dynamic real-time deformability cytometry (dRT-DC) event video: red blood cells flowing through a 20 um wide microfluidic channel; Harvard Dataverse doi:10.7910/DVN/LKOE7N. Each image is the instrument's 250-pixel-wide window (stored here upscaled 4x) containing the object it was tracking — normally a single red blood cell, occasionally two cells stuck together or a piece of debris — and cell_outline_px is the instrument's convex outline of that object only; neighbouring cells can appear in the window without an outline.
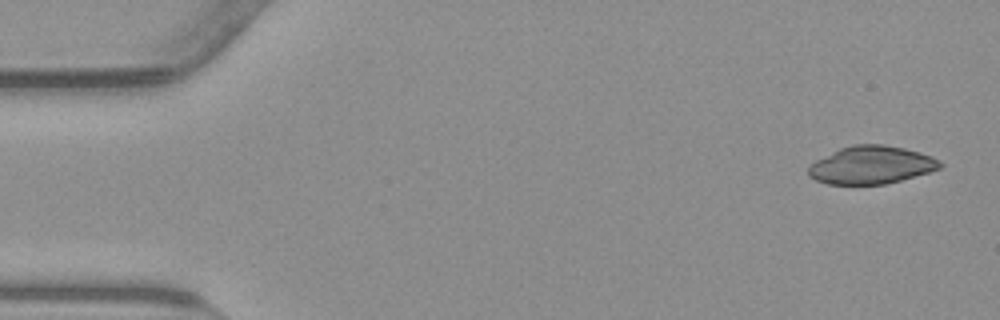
{"species": "common noctule bat (a hibernating species)", "species_latin": "Nyctalus noctula", "temperature_condition": "warm", "stored_images_in_passage": 52, "camera_frame_rate_fps": 3000, "um_per_image_px": 0.085, "animal": {"sex": "male", "body_mass_g": 23.1, "forearm_length_mm": 52.7}, "frame": {"image": 1, "passage_image": 1, "time_ms": 0.0, "image_size_px": [1000, 320], "cell_outline_px": [[944, 164], [940, 168], [928, 172], [900, 180], [884, 184], [828, 184], [816, 180], [808, 176], [808, 168], [816, 160], [840, 148], [852, 144], [884, 144], [904, 148], [920, 152], [932, 156], [940, 160]], "centroid_in_image_um": [74.07, 14.02], "position_along_channel_um": 10.9, "area_um2": 28.96}}